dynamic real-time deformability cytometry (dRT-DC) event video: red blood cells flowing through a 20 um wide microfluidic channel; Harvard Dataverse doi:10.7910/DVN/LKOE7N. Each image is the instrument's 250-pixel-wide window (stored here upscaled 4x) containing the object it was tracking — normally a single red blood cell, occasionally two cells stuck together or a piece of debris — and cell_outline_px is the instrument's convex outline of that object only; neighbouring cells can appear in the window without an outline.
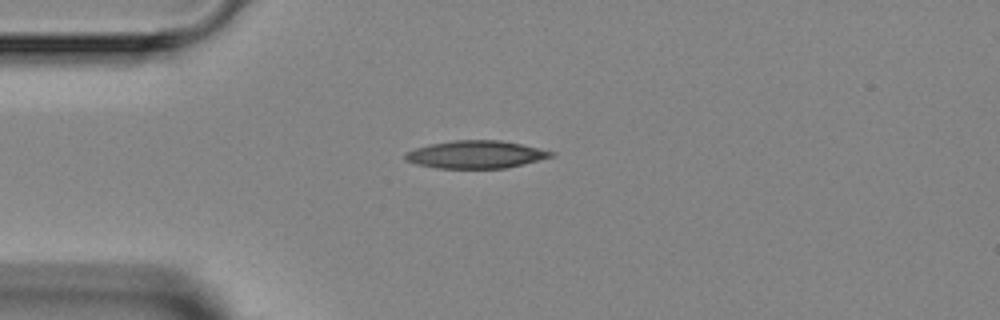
{"species": "Egyptian fruit bat (a non-hibernating species)", "species_latin": "Rousettus aegyptiacus", "temperature_condition": "room temperature", "stored_images_in_passage": 1, "camera_frame_rate_fps": 3000, "um_per_image_px": 0.085, "animal": {"sex": "female"}, "frame": {"image": 1, "passage_image": 1, "time_ms": 0.0, "image_size_px": [1000, 320], "cell_outline_px": [[556, 152], [552, 156], [524, 164], [504, 168], [436, 168], [416, 164], [404, 160], [404, 152], [428, 144], [452, 140], [500, 140], [520, 144]], "centroid_in_image_um": [40.39, 13.13], "position_along_channel_um": 44.6, "area_um2": 23.52}}